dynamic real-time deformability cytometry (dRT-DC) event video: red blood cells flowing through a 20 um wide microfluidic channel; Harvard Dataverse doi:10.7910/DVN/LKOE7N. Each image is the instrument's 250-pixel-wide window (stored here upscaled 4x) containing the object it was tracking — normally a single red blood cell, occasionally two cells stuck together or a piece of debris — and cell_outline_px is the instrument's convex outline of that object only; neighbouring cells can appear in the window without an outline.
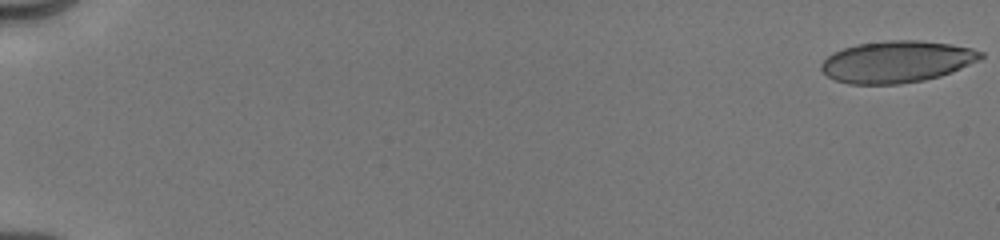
{"species": "human", "species_latin": "Homo sapiens", "temperature_condition": "cold", "stored_images_in_passage": 72, "camera_frame_rate_fps": 3000, "um_per_image_px": 0.085, "donor": {"sex": "male"}, "frame": {"image": 1, "passage_image": 1, "time_ms": 0.0, "image_size_px": [1000, 240], "cell_outline_px": [[984, 56], [980, 60], [952, 72], [940, 76], [924, 80], [900, 84], [848, 84], [836, 80], [828, 76], [820, 68], [820, 64], [832, 52], [856, 44], [888, 40], [920, 40], [952, 44], [972, 48], [984, 52]], "centroid_in_image_um": [76.25, 5.24], "position_along_channel_um": 8.7, "area_um2": 39.02}}
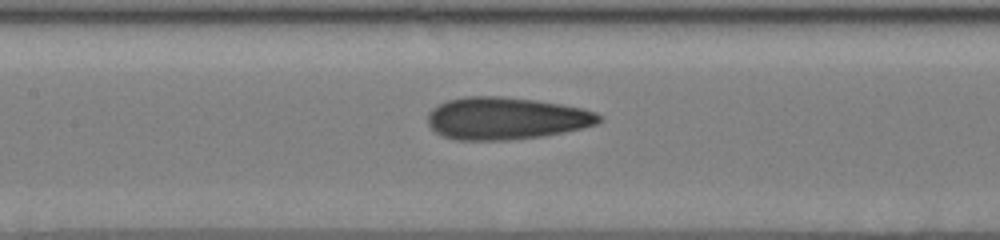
{"frame": {"image": 2, "passage_image": 34, "time_ms": 8.667, "image_size_px": [1000, 240], "cell_outline_px": [[604, 120], [596, 124], [584, 128], [544, 136], [508, 140], [456, 140], [440, 136], [428, 124], [428, 112], [436, 104], [448, 100], [464, 96], [500, 96], [536, 100], [584, 108], [596, 112]], "centroid_in_image_um": [43.0, 10.06], "position_along_channel_um": 164.4, "area_um2": 42.66}}
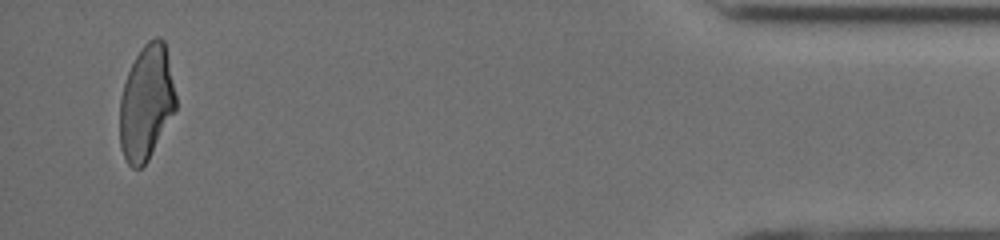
{"frame": {"image": 3, "passage_image": 69, "time_ms": 16.667, "image_size_px": [1000, 240], "cell_outline_px": [[176, 108], [148, 160], [140, 168], [132, 168], [128, 164], [120, 148], [120, 96], [128, 72], [136, 56], [144, 44], [148, 40], [156, 36], [160, 36], [164, 40], [176, 96]], "centroid_in_image_um": [12.43, 8.72], "position_along_channel_um": 422.8, "area_um2": 37.22}, "authors_computed_cell_mechanics": {"area_um2": 40.46, "velocity_mm_per_s": 4.0486, "shape_relaxation_time_tau1_ms": 4.7948, "shape_relaxation_time_tau2_ms": 1.181, "deformation_change_tau1": 0.1789, "deformation_change_tau2": 0.0891}}